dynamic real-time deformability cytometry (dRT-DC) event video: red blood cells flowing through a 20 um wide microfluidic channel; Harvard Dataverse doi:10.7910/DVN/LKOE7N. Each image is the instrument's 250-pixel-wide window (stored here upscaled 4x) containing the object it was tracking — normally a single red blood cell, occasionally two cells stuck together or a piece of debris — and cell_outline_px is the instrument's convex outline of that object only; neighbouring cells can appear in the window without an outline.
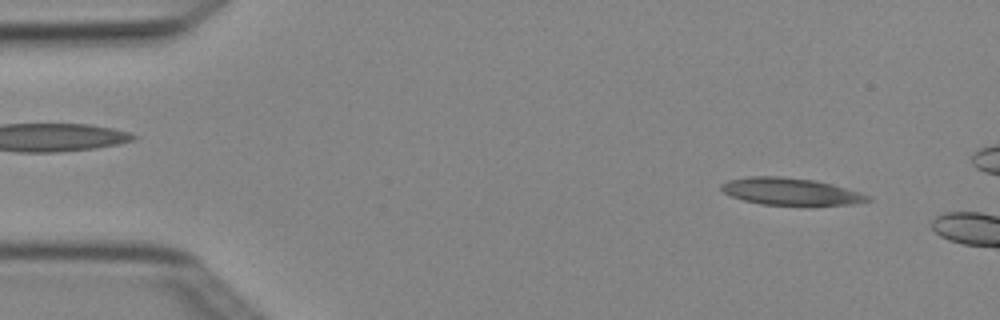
{"species": "Egyptian fruit bat (a non-hibernating species)", "species_latin": "Rousettus aegyptiacus", "temperature_condition": "cold", "stored_images_in_passage": 2, "camera_frame_rate_fps": 3000, "um_per_image_px": 0.085, "animal": {"sex": "female"}, "frame": {"image": 1, "passage_image": 1, "time_ms": 0.0, "image_size_px": [1000, 320], "cell_outline_px": [[872, 200], [852, 204], [804, 208], [760, 204], [744, 200], [732, 196], [724, 192], [720, 188], [720, 184], [728, 180], [748, 176], [780, 176], [816, 180], [832, 184], [860, 192], [872, 196]], "centroid_in_image_um": [67.26, 16.32], "position_along_channel_um": 17.7, "area_um2": 24.22}}